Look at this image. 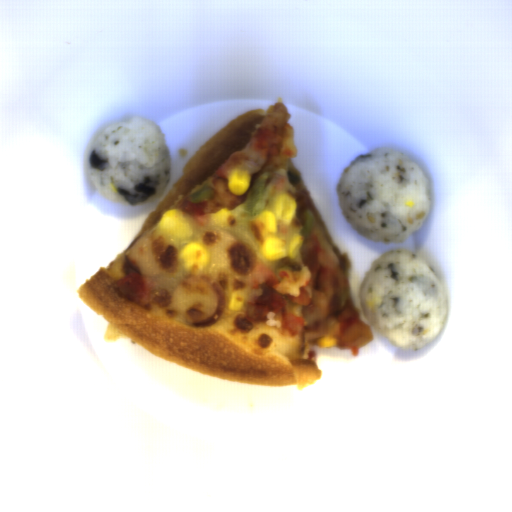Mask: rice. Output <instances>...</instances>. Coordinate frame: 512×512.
I'll list each match as a JSON object with an SVG mask.
<instances>
[{"instance_id":"652b925c","label":"rice","mask_w":512,"mask_h":512,"mask_svg":"<svg viewBox=\"0 0 512 512\" xmlns=\"http://www.w3.org/2000/svg\"><path fill=\"white\" fill-rule=\"evenodd\" d=\"M336 193L351 227L379 243H403L422 227L430 210L426 173L410 158L389 148L355 157L341 174ZM408 200L415 206H407ZM421 211L426 216L417 220L415 215ZM371 215L373 223L367 219ZM408 216L413 218L412 224Z\"/></svg>"},{"instance_id":"023b6e5f","label":"rice","mask_w":512,"mask_h":512,"mask_svg":"<svg viewBox=\"0 0 512 512\" xmlns=\"http://www.w3.org/2000/svg\"><path fill=\"white\" fill-rule=\"evenodd\" d=\"M359 302L370 325L401 350H418L442 331L448 315L445 286L410 249L384 252L363 277Z\"/></svg>"},{"instance_id":"8eca5e8b","label":"rice","mask_w":512,"mask_h":512,"mask_svg":"<svg viewBox=\"0 0 512 512\" xmlns=\"http://www.w3.org/2000/svg\"><path fill=\"white\" fill-rule=\"evenodd\" d=\"M165 138L160 125L136 115L103 124L85 147L84 163L89 182L110 202L121 205L135 207L161 199L172 177L171 152ZM93 149L98 158L109 163H103L99 168L92 167L88 157ZM149 176L152 180L147 184L156 187L157 193L139 203L130 204L109 186L113 182L118 190L126 189L142 196L145 194L133 187Z\"/></svg>"}]
</instances>
